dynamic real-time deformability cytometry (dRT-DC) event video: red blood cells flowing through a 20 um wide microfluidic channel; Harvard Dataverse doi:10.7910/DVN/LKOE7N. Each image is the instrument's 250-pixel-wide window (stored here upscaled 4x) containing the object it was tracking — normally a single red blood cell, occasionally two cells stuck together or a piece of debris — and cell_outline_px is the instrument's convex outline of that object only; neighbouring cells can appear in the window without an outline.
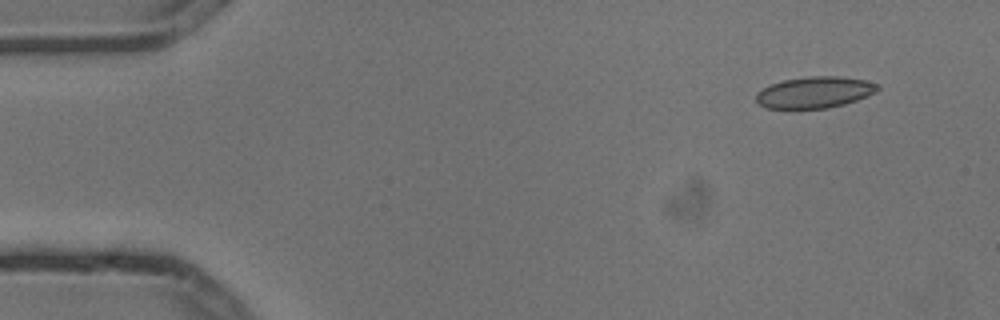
{"species": "common noctule bat (a hibernating species)", "species_latin": "Nyctalus noctula", "temperature_condition": "cold", "stored_images_in_passage": 5, "camera_frame_rate_fps": 3000, "um_per_image_px": 0.085, "animal": {"sex": "male", "body_mass_g": 13.3}, "frame": {"image": 1, "passage_image": 2, "time_ms": 0.333, "image_size_px": [1000, 320], "cell_outline_px": [[880, 88], [876, 92], [856, 100], [844, 104], [828, 108], [764, 108], [756, 100], [756, 92], [772, 84], [784, 80], [808, 76], [836, 76], [864, 80], [880, 84]], "centroid_in_image_um": [69.26, 7.84], "position_along_channel_um": 15.7, "area_um2": 22.08}}
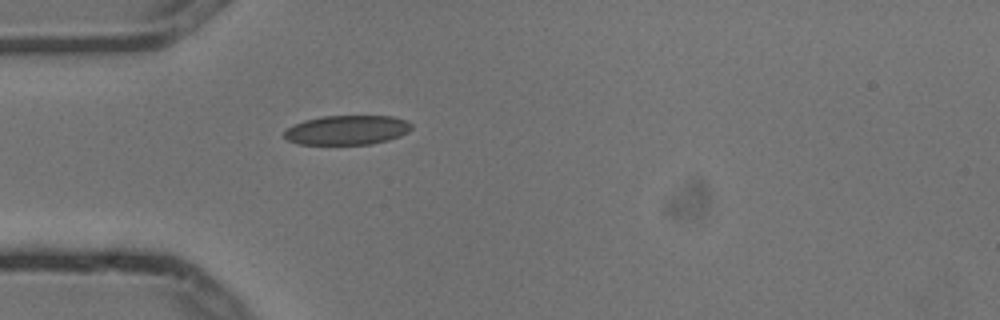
{"frame": {"image": 2, "passage_image": 5, "time_ms": 1.333, "image_size_px": [1000, 320], "cell_outline_px": [[412, 128], [408, 132], [400, 136], [388, 140], [372, 144], [296, 144], [288, 140], [284, 136], [284, 132], [288, 128], [304, 120], [324, 116], [392, 116], [408, 120], [412, 124]], "centroid_in_image_um": [29.54, 11.05], "position_along_channel_um": 55.5, "area_um2": 21.85}}